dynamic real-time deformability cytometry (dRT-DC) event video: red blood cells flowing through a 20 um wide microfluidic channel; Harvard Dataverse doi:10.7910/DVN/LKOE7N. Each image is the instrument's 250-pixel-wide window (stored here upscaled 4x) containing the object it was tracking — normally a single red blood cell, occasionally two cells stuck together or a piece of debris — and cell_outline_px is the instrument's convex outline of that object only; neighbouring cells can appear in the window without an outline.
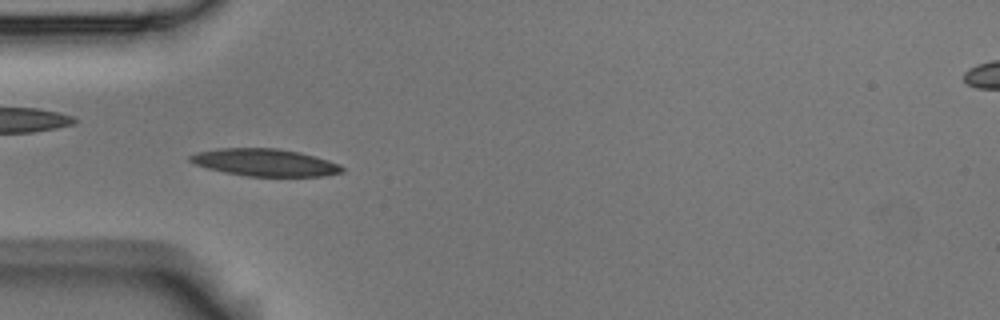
{"species": "Egyptian fruit bat (a non-hibernating species)", "species_latin": "Rousettus aegyptiacus", "temperature_condition": "room temperature", "stored_images_in_passage": 4, "camera_frame_rate_fps": 3000, "um_per_image_px": 0.085, "animal": {"sex": "male"}, "frame": {"image": 1, "passage_image": 3, "time_ms": 0.667, "image_size_px": [1000, 320], "cell_outline_px": [[344, 172], [324, 176], [248, 176], [224, 172], [208, 168], [196, 164], [188, 160], [188, 156], [196, 152], [216, 148], [276, 148], [296, 152], [328, 160], [340, 164], [344, 168]], "centroid_in_image_um": [22.49, 13.81], "position_along_channel_um": 62.5, "area_um2": 24.04}}
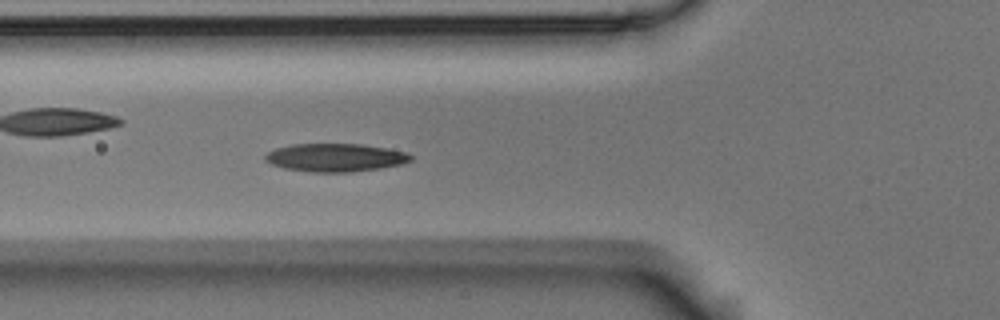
{"frame": {"image": 2, "passage_image": 4, "time_ms": 1.0, "image_size_px": [1000, 320], "cell_outline_px": [[412, 160], [400, 164], [380, 168], [352, 172], [308, 172], [284, 168], [272, 164], [264, 160], [264, 156], [268, 152], [276, 148], [292, 144], [360, 144], [388, 148], [408, 152], [412, 156]], "centroid_in_image_um": [28.5, 13.39], "position_along_channel_um": 97.3, "area_um2": 23.93}}